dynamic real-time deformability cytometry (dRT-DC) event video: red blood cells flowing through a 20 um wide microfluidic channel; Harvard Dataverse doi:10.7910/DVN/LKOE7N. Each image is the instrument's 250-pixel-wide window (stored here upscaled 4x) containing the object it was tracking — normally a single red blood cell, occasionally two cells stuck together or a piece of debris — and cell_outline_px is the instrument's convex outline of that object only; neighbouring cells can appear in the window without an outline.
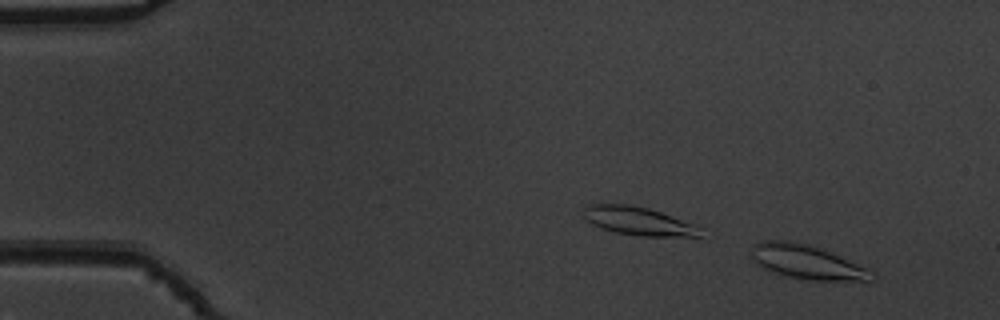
{"species": "common noctule bat (a hibernating species)", "species_latin": "Nyctalus noctula", "temperature_condition": "warm", "stored_images_in_passage": 46, "camera_frame_rate_fps": 3000, "um_per_image_px": 0.085, "animal": {"sex": "male", "body_mass_g": 19.5, "forearm_length_mm": 54.6}, "frame": {"image": 1, "passage_image": 5, "time_ms": 1.333, "image_size_px": [1000, 320], "cell_outline_px": [[876, 276], [872, 280], [808, 280], [788, 276], [764, 268], [756, 264], [752, 260], [752, 244], [764, 240], [788, 240], [804, 244], [828, 252], [868, 268]], "centroid_in_image_um": [68.54, 22.27], "position_along_channel_um": 16.5, "area_um2": 23.35}}
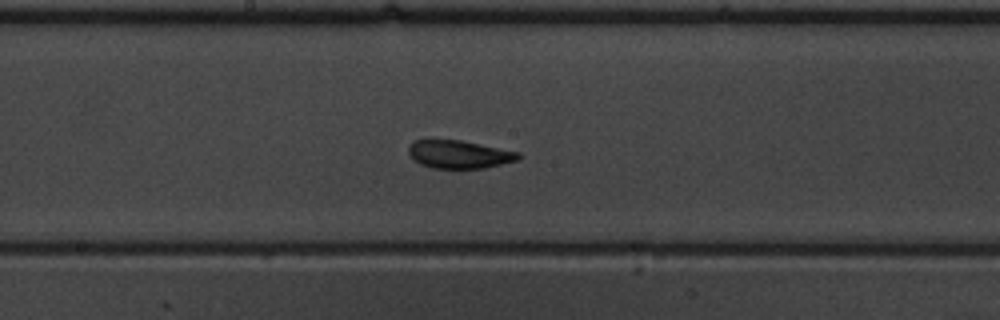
{"frame": {"image": 2, "passage_image": 30, "time_ms": 9.667, "image_size_px": [1000, 320], "cell_outline_px": [[520, 156], [516, 160], [484, 168], [432, 168], [420, 164], [408, 152], [408, 148], [412, 140], [460, 140], [520, 152]], "centroid_in_image_um": [39.01, 13.11], "position_along_channel_um": 209.2, "area_um2": 17.69}}
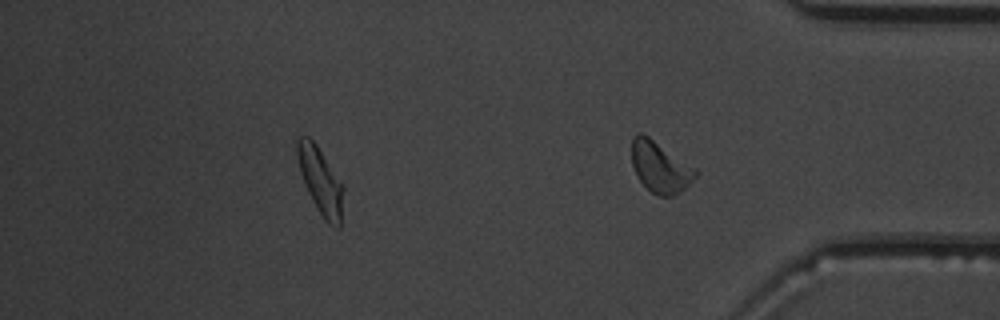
{"frame": {"image": 3, "passage_image": 44, "time_ms": 14.333, "image_size_px": [1000, 320], "cell_outline_px": [[344, 188], [340, 228], [336, 228], [328, 224], [324, 220], [316, 208], [304, 184], [300, 172], [296, 156], [296, 140], [300, 136], [308, 136], [316, 144], [344, 184]], "centroid_in_image_um": [27.24, 15.38], "position_along_channel_um": 408.0, "area_um2": 18.21}, "authors_computed_cell_mechanics": {"area_um2": 18.4382, "velocity_mm_per_s": 3.745, "shape_relaxation_time_tau1_ms": 4.5091, "shape_relaxation_time_tau2_ms": 1.2005, "deformation_change_tau1": 0.1459, "deformation_change_tau2": 0.068}}